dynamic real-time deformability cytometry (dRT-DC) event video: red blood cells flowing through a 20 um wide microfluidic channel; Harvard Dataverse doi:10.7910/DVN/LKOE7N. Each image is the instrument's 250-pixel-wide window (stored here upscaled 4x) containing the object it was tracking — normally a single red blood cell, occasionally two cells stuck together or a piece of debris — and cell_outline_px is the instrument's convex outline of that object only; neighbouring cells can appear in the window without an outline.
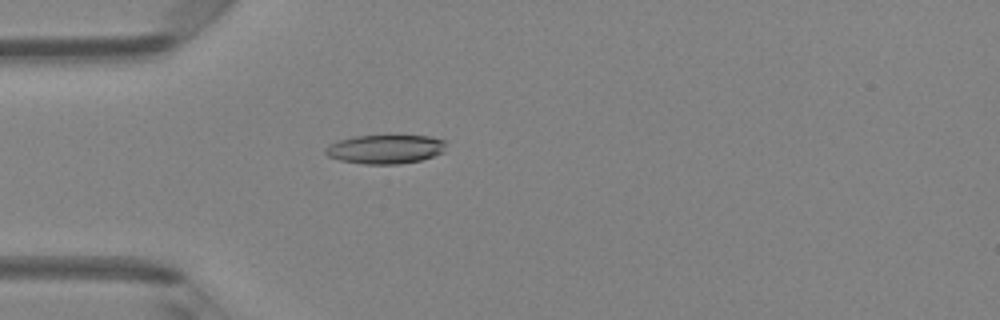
{"species": "Egyptian fruit bat (a non-hibernating species)", "species_latin": "Rousettus aegyptiacus", "temperature_condition": "room temperature", "stored_images_in_passage": 50, "camera_frame_rate_fps": 3000, "um_per_image_px": 0.085, "animal": {"sex": "female"}, "frame": {"image": 1, "passage_image": 15, "time_ms": 4.667, "image_size_px": [1000, 320], "cell_outline_px": [[448, 140], [444, 152], [420, 160], [400, 164], [364, 164], [340, 160], [328, 156], [324, 152], [324, 148], [328, 144], [340, 140], [356, 136], [428, 136]], "centroid_in_image_um": [32.77, 12.68], "position_along_channel_um": 52.2, "area_um2": 20.4}}
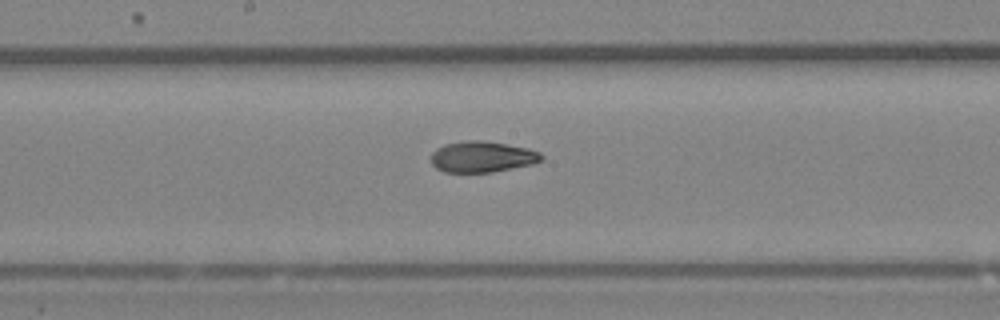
{"frame": {"image": 2, "passage_image": 27, "time_ms": 8.667, "image_size_px": [1000, 320], "cell_outline_px": [[544, 160], [532, 164], [492, 172], [444, 172], [436, 168], [432, 164], [432, 152], [436, 148], [444, 144], [464, 140], [484, 140], [528, 148], [540, 152], [544, 156]], "centroid_in_image_um": [40.99, 13.32], "position_along_channel_um": 207.2, "area_um2": 20.11}}
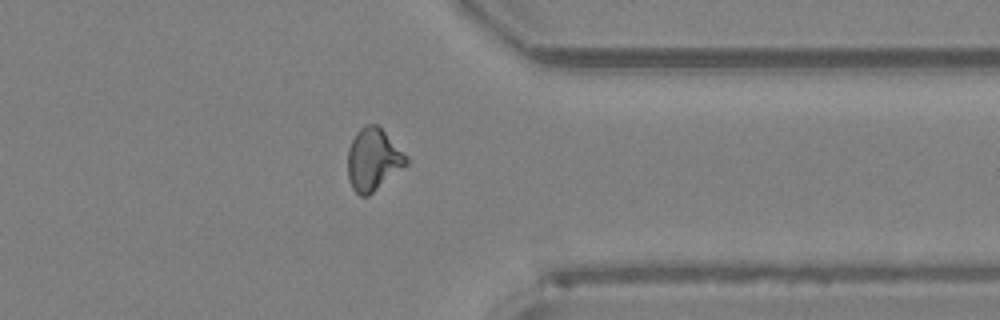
{"frame": {"image": 3, "passage_image": 40, "time_ms": 13.0, "image_size_px": [1000, 320], "cell_outline_px": [[408, 164], [368, 196], [360, 196], [352, 188], [348, 176], [348, 148], [356, 132], [360, 128], [368, 124], [376, 124], [408, 156]], "centroid_in_image_um": [31.72, 13.57], "position_along_channel_um": 379.7, "area_um2": 21.04}, "authors_computed_cell_mechanics": {"area_um2": 20.6635, "velocity_mm_per_s": 4.1118, "shape_relaxation_time_tau1_ms": null, "shape_relaxation_time_tau2_ms": 2.5086, "deformation_change_tau1": null, "deformation_change_tau2": 0.0899}}